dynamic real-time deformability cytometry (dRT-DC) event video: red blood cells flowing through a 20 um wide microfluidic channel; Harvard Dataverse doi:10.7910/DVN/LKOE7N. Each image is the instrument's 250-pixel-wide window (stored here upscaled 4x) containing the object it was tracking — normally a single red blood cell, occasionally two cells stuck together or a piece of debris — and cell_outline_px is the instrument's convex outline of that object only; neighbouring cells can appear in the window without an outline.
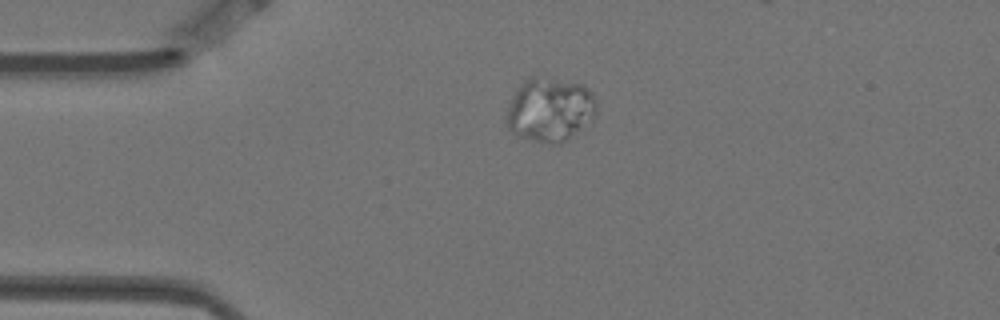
{"species": "Egyptian fruit bat (a non-hibernating species)", "species_latin": "Rousettus aegyptiacus", "temperature_condition": "warm", "stored_images_in_passage": 1, "camera_frame_rate_fps": 3000, "um_per_image_px": 0.085, "animal": {"sex": "female"}, "frame": {"image": 1, "passage_image": 1, "time_ms": 0.0, "image_size_px": [1000, 320], "cell_outline_px": [[596, 116], [576, 132], [560, 144], [548, 144], [516, 136], [508, 132], [504, 120], [508, 104], [516, 88], [524, 80], [532, 76], [580, 84], [588, 88], [592, 92], [596, 100]], "centroid_in_image_um": [46.68, 9.35], "position_along_channel_um": 38.3, "area_um2": 33.87}}